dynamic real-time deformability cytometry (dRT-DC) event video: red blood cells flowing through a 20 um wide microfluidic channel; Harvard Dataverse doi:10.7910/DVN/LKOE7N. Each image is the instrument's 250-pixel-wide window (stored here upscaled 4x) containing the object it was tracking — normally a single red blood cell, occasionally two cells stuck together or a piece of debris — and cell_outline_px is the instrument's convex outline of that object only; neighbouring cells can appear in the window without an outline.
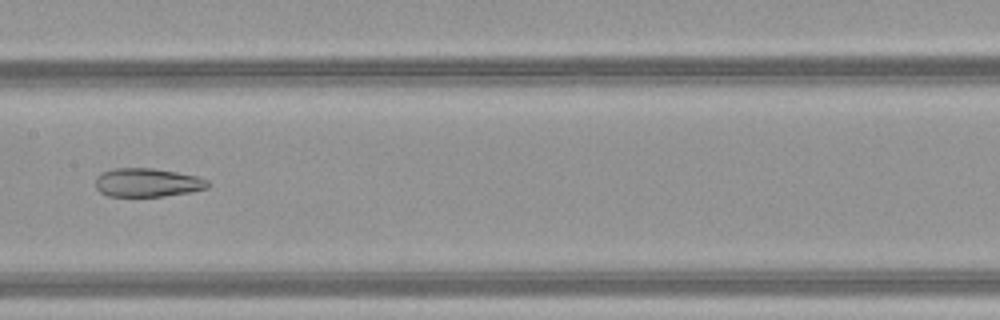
{"species": "common noctule bat (a hibernating species)", "species_latin": "Nyctalus noctula", "temperature_condition": "warm", "stored_images_in_passage": 44, "camera_frame_rate_fps": 3000, "um_per_image_px": 0.085, "animal": {"sex": "female", "body_mass_g": 21.9}, "frame": {"image": 1, "passage_image": 26, "time_ms": 8.333, "image_size_px": [1000, 320], "cell_outline_px": [[212, 184], [208, 188], [188, 192], [164, 196], [108, 196], [100, 192], [96, 188], [96, 176], [112, 168], [152, 168], [176, 172], [196, 176], [208, 180]], "centroid_in_image_um": [12.53, 15.51], "position_along_channel_um": 194.9, "area_um2": 18.73}}
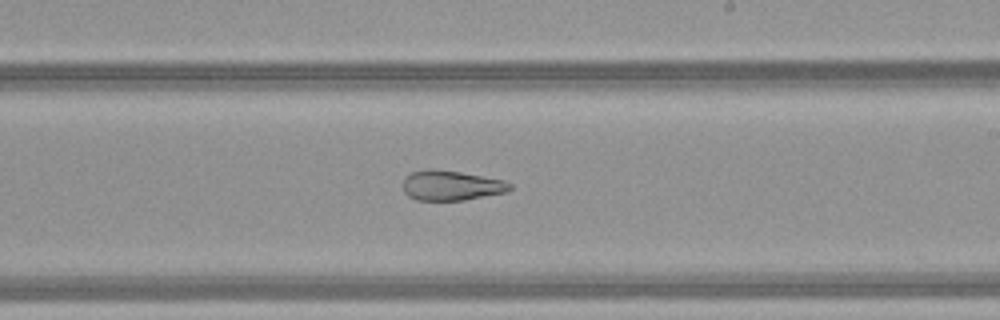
{"frame": {"image": 2, "passage_image": 30, "time_ms": 9.667, "image_size_px": [1000, 320], "cell_outline_px": [[512, 188], [508, 192], [464, 200], [416, 200], [408, 196], [404, 192], [404, 176], [412, 172], [428, 168], [460, 172], [504, 180], [512, 184]], "centroid_in_image_um": [38.36, 15.76], "position_along_channel_um": 250.6, "area_um2": 18.73}}
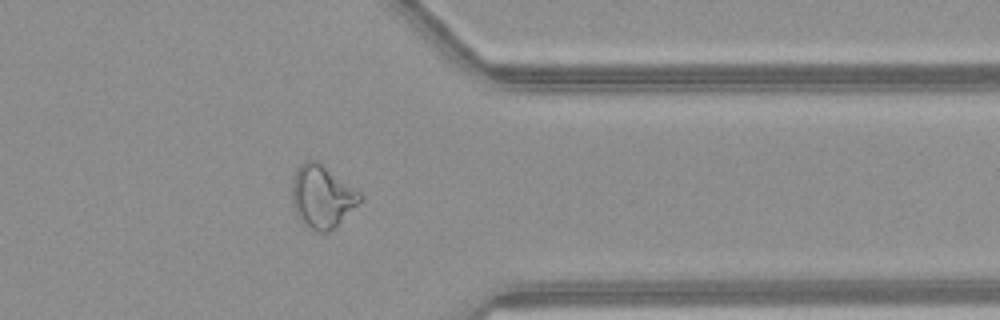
{"frame": {"image": 3, "passage_image": 40, "time_ms": 13.0, "image_size_px": [1000, 320], "cell_outline_px": [[364, 200], [328, 232], [316, 232], [304, 224], [296, 216], [292, 204], [292, 176], [300, 164], [304, 160], [316, 160], [324, 164], [360, 192], [364, 196]], "centroid_in_image_um": [27.37, 16.68], "position_along_channel_um": 384.0, "area_um2": 25.2}}